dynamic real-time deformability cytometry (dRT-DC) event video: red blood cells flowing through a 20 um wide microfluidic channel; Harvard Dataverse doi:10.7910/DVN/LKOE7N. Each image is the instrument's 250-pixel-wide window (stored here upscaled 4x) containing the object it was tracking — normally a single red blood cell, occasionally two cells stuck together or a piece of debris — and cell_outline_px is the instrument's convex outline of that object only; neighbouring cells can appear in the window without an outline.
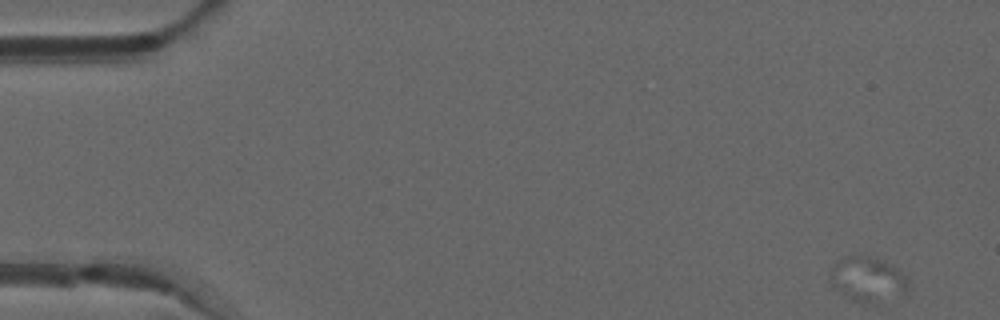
{"species": "common noctule bat (a hibernating species)", "species_latin": "Nyctalus noctula", "temperature_condition": "warm", "stored_images_in_passage": 28, "camera_frame_rate_fps": 3000, "um_per_image_px": 0.085, "animal": {"sex": "male", "forearm_length_mm": 52.5}, "frame": {"image": 1, "passage_image": 1, "time_ms": 0.0, "image_size_px": [1000, 320], "cell_outline_px": [[908, 296], [872, 304], [856, 300], [832, 288], [828, 276], [836, 264], [844, 256], [864, 256], [880, 260], [896, 268], [908, 276]], "centroid_in_image_um": [73.82, 23.78], "position_along_channel_um": 11.2, "area_um2": 20.52}}
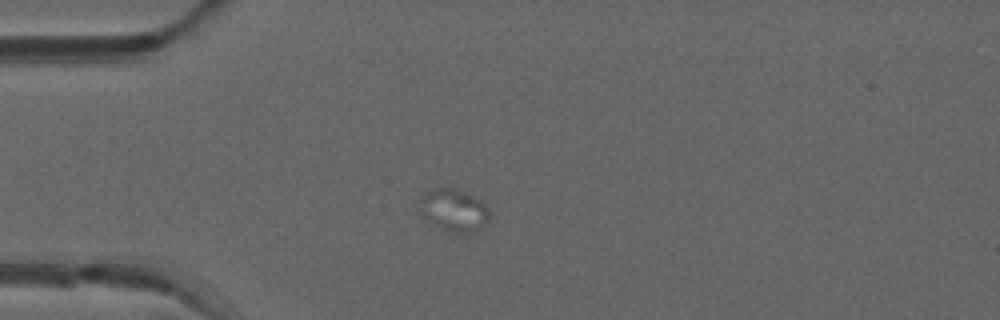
{"frame": {"image": 2, "passage_image": 13, "time_ms": 4.0, "image_size_px": [1000, 320], "cell_outline_px": [[488, 220], [472, 232], [448, 232], [424, 220], [420, 216], [420, 196], [436, 188], [452, 188], [472, 196], [480, 200], [488, 208]], "centroid_in_image_um": [38.5, 17.88], "position_along_channel_um": 46.5, "area_um2": 16.94}}
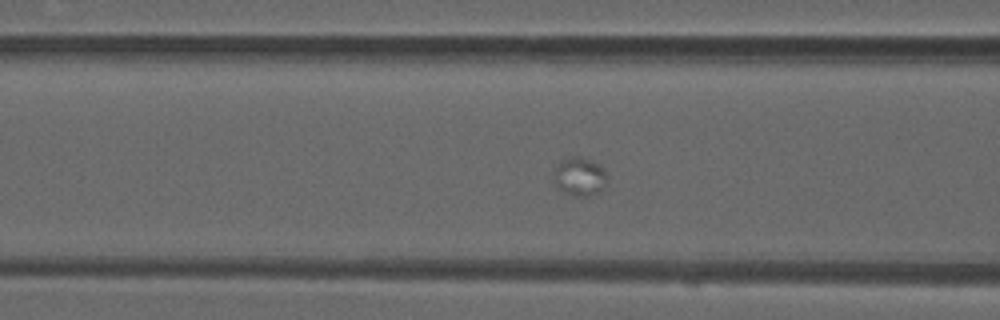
{"frame": {"image": 3, "passage_image": 20, "time_ms": 6.333, "image_size_px": [1000, 320], "cell_outline_px": [[608, 180], [600, 192], [588, 196], [576, 196], [560, 188], [552, 180], [552, 176], [556, 164], [560, 160], [572, 156], [580, 156], [596, 164], [604, 172]], "centroid_in_image_um": [49.23, 15.0], "position_along_channel_um": 117.4, "area_um2": 11.79}}